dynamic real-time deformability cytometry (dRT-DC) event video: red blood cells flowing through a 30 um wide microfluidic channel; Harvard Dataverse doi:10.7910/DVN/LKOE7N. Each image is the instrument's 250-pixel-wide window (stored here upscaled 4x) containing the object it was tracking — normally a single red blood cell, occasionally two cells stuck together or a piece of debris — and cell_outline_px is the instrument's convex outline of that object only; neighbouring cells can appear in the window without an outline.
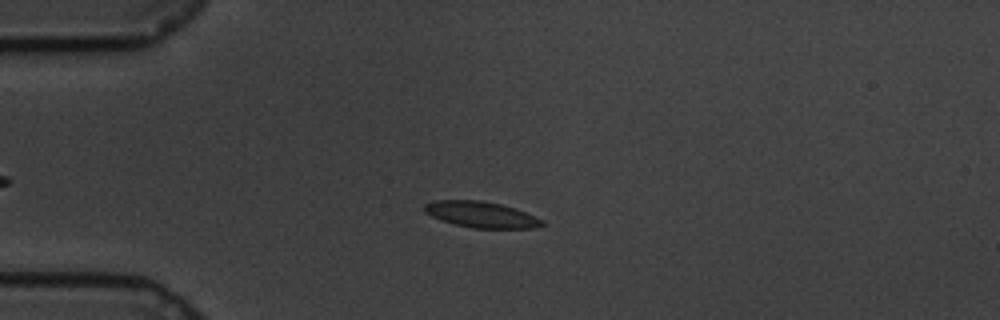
{"species": "common noctule bat (a hibernating species)", "species_latin": "Nyctalus noctula", "temperature_condition": "cold", "stored_images_in_passage": 55, "camera_frame_rate_fps": 3000, "um_per_image_px": 0.085, "animal": {"sex": "male", "body_mass_g": 19.5, "forearm_length_mm": 54.6}, "frame": {"image": 1, "passage_image": 15, "time_ms": 4.667, "image_size_px": [1000, 320], "cell_outline_px": [[544, 224], [536, 228], [472, 228], [456, 224], [432, 216], [424, 212], [424, 204], [432, 200], [480, 200], [500, 204], [516, 208], [544, 220]], "centroid_in_image_um": [40.92, 18.23], "position_along_channel_um": 44.1, "area_um2": 17.8}}
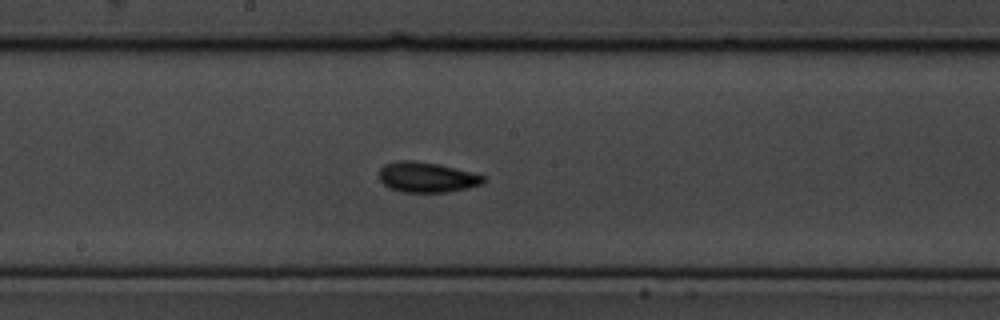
{"frame": {"image": 2, "passage_image": 32, "time_ms": 10.333, "image_size_px": [1000, 320], "cell_outline_px": [[488, 180], [480, 184], [468, 188], [448, 192], [404, 192], [392, 188], [384, 184], [380, 180], [380, 168], [384, 164], [396, 160], [412, 160], [440, 164], [456, 168], [484, 176]], "centroid_in_image_um": [36.29, 15.05], "position_along_channel_um": 211.9, "area_um2": 18.38}}
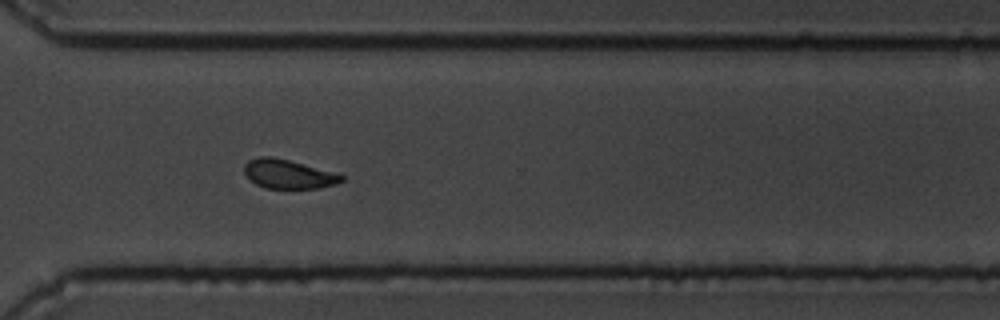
{"frame": {"image": 3, "passage_image": 44, "time_ms": 14.333, "image_size_px": [1000, 320], "cell_outline_px": [[344, 180], [336, 184], [320, 188], [264, 188], [256, 184], [244, 172], [244, 164], [248, 160], [260, 156], [272, 156], [288, 160], [344, 176]], "centroid_in_image_um": [24.46, 14.8], "position_along_channel_um": 346.1, "area_um2": 16.13}, "authors_computed_cell_mechanics": {"area_um2": 17.34, "velocity_mm_per_s": 3.3482, "shape_relaxation_time_tau1_ms": 2.6449, "shape_relaxation_time_tau2_ms": 4.9241, "deformation_change_tau1": 0.1015, "deformation_change_tau2": 0.061}}